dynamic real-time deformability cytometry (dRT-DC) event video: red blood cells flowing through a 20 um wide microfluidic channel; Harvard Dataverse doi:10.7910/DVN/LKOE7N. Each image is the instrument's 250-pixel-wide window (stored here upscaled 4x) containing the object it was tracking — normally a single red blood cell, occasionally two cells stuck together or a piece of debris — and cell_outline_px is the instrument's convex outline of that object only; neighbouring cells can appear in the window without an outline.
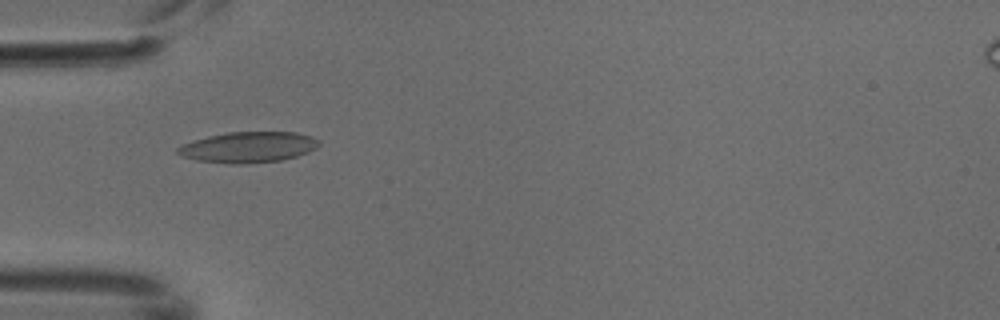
{"species": "common noctule bat (a hibernating species)", "species_latin": "Nyctalus noctula", "temperature_condition": "cold", "stored_images_in_passage": 5, "camera_frame_rate_fps": 3000, "um_per_image_px": 0.085, "animal": {"sex": "male", "body_mass_g": 18.8}, "frame": {"image": 1, "passage_image": 5, "time_ms": 1.333, "image_size_px": [1000, 320], "cell_outline_px": [[320, 144], [316, 148], [308, 152], [296, 156], [280, 160], [248, 164], [228, 164], [196, 160], [184, 156], [176, 152], [176, 148], [180, 144], [192, 140], [208, 136], [228, 132], [296, 132], [312, 136], [320, 140]], "centroid_in_image_um": [21.09, 12.51], "position_along_channel_um": 63.9, "area_um2": 25.55}}